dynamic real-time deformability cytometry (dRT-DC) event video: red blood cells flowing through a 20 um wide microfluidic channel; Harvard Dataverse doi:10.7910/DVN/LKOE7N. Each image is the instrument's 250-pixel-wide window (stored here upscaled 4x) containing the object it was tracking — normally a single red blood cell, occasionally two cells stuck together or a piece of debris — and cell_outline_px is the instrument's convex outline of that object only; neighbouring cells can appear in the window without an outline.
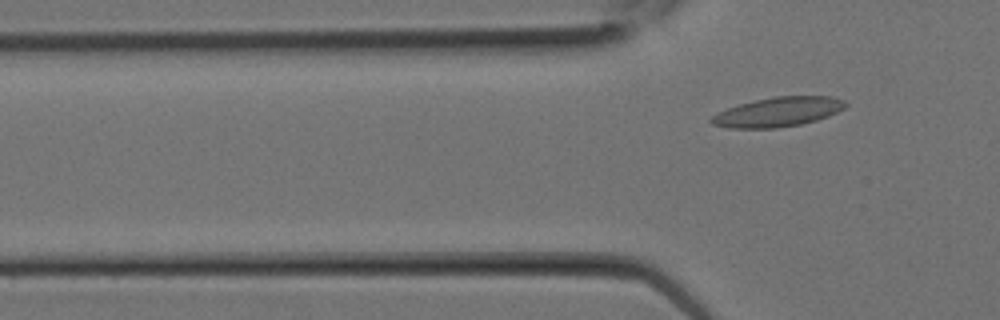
{"species": "Egyptian fruit bat (a non-hibernating species)", "species_latin": "Rousettus aegyptiacus", "temperature_condition": "room temperature", "stored_images_in_passage": 2, "camera_frame_rate_fps": 3000, "um_per_image_px": 0.085, "animal": {"sex": "female"}, "frame": {"image": 1, "passage_image": 2, "time_ms": 0.333, "image_size_px": [1000, 320], "cell_outline_px": [[848, 104], [844, 108], [828, 116], [816, 120], [800, 124], [776, 128], [728, 128], [712, 124], [708, 120], [716, 112], [740, 104], [756, 100], [776, 96], [832, 96], [844, 100]], "centroid_in_image_um": [66.12, 9.51], "position_along_channel_um": 59.7, "area_um2": 23.0}}